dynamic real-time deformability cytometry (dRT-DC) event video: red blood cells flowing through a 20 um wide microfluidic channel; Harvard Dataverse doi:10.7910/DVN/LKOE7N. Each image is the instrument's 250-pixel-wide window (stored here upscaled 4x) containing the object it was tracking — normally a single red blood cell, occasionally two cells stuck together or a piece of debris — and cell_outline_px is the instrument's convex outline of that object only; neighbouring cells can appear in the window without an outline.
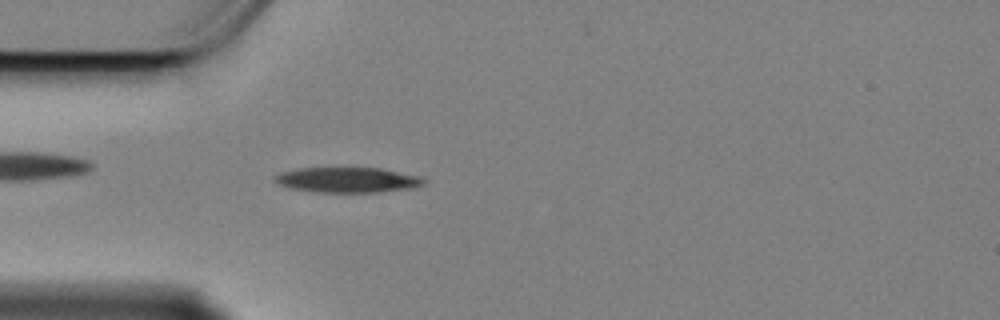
{"species": "Egyptian fruit bat (a non-hibernating species)", "species_latin": "Rousettus aegyptiacus", "temperature_condition": "cold", "stored_images_in_passage": 58, "camera_frame_rate_fps": 3000, "um_per_image_px": 0.085, "animal": {"sex": "female"}, "frame": {"image": 1, "passage_image": 15, "time_ms": 4.667, "image_size_px": [1000, 320], "cell_outline_px": [[428, 180], [424, 184], [408, 188], [380, 192], [316, 192], [288, 188], [272, 180], [272, 176], [280, 172], [300, 168], [380, 168], [424, 176]], "centroid_in_image_um": [29.54, 15.29], "position_along_channel_um": 55.5, "area_um2": 22.14}}
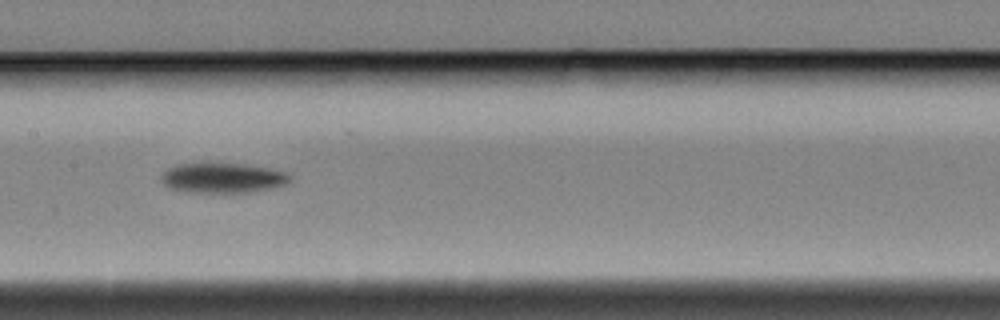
{"frame": {"image": 2, "passage_image": 27, "time_ms": 8.667, "image_size_px": [1000, 320], "cell_outline_px": [[288, 180], [284, 184], [268, 188], [248, 192], [192, 192], [168, 188], [160, 180], [160, 176], [168, 168], [176, 164], [244, 164], [268, 168], [284, 172], [288, 176]], "centroid_in_image_um": [18.83, 15.12], "position_along_channel_um": 188.6, "area_um2": 21.91}}
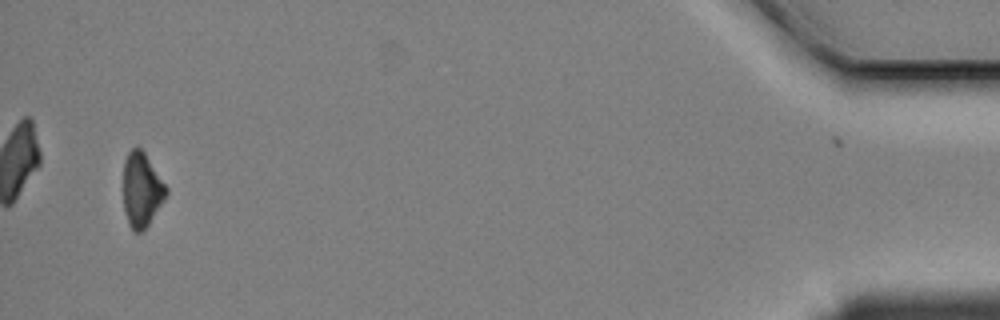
{"frame": {"image": 3, "passage_image": 55, "time_ms": 18.0, "image_size_px": [1000, 320], "cell_outline_px": [[168, 192], [164, 200], [148, 224], [140, 232], [132, 232], [128, 224], [124, 212], [124, 160], [128, 152], [136, 144], [144, 152], [168, 188]], "centroid_in_image_um": [12.03, 16.12], "position_along_channel_um": 423.2, "area_um2": 18.55}, "authors_computed_cell_mechanics": {"area_um2": 21.5016, "velocity_mm_per_s": 3.4041, "shape_relaxation_time_tau1_ms": 3.0307, "shape_relaxation_time_tau2_ms": null, "deformation_change_tau1": 0.1029, "deformation_change_tau2": null}}